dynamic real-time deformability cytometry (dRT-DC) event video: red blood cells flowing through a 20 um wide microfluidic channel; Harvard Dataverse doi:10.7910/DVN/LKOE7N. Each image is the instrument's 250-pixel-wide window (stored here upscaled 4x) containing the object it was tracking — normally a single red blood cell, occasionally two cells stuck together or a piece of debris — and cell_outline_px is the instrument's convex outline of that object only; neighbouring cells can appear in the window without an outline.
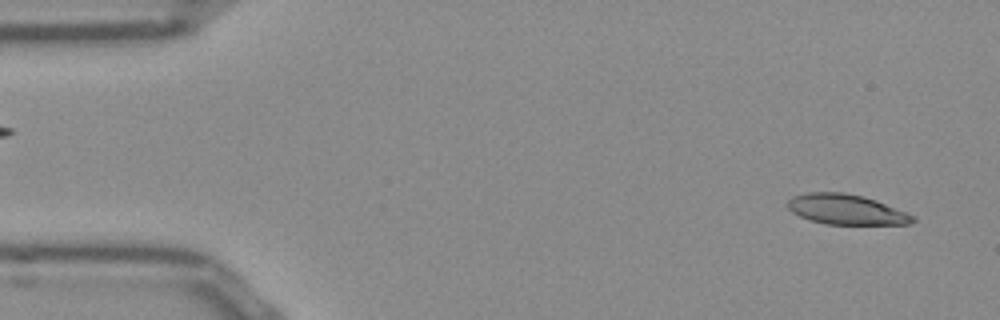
{"species": "Egyptian fruit bat (a non-hibernating species)", "species_latin": "Rousettus aegyptiacus", "temperature_condition": "room temperature", "stored_images_in_passage": 51, "camera_frame_rate_fps": 3000, "um_per_image_px": 0.085, "frame": {"image": 1, "passage_image": 2, "time_ms": 0.333, "image_size_px": [1000, 320], "cell_outline_px": [[916, 220], [908, 224], [824, 224], [800, 216], [792, 212], [788, 208], [788, 200], [792, 196], [808, 192], [844, 192], [864, 196], [876, 200], [916, 216]], "centroid_in_image_um": [71.93, 17.79], "position_along_channel_um": 13.1, "area_um2": 21.96}}
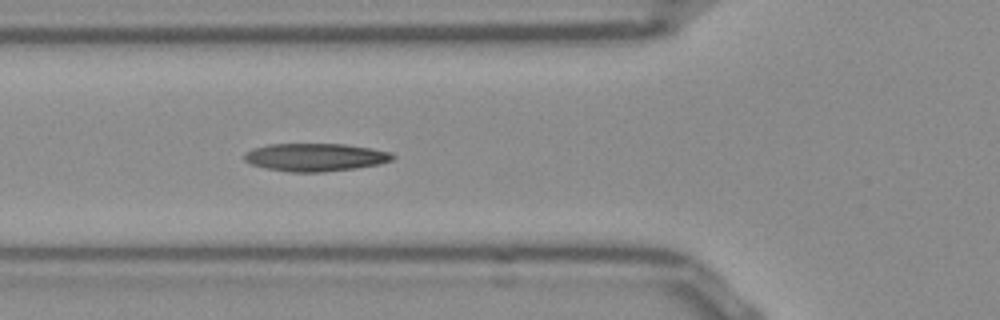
{"frame": {"image": 2, "passage_image": 17, "time_ms": 5.333, "image_size_px": [1000, 320], "cell_outline_px": [[396, 156], [392, 160], [380, 164], [356, 168], [324, 172], [288, 172], [264, 168], [252, 164], [244, 160], [244, 152], [252, 148], [268, 144], [344, 144], [372, 148], [392, 152]], "centroid_in_image_um": [26.8, 13.36], "position_along_channel_um": 99.0, "area_um2": 24.39}}
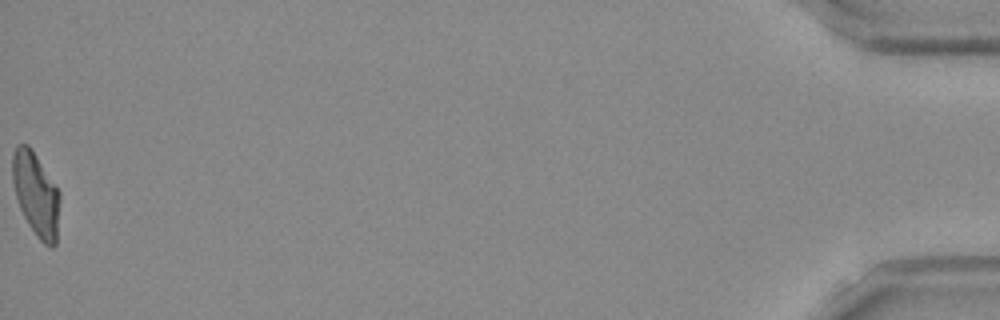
{"frame": {"image": 3, "passage_image": 51, "time_ms": 16.667, "image_size_px": [1000, 320], "cell_outline_px": [[60, 200], [56, 244], [52, 248], [44, 244], [36, 236], [28, 224], [20, 208], [16, 196], [12, 180], [12, 156], [16, 144], [28, 144], [60, 192]], "centroid_in_image_um": [3.06, 16.53], "position_along_channel_um": 432.1, "area_um2": 23.0}, "authors_computed_cell_mechanics": {"area_um2": 23.1778, "velocity_mm_per_s": 3.8752, "shape_relaxation_time_tau1_ms": 5.0369, "shape_relaxation_time_tau2_ms": 2.2137, "deformation_change_tau1": 0.2136, "deformation_change_tau2": 0.1119}}